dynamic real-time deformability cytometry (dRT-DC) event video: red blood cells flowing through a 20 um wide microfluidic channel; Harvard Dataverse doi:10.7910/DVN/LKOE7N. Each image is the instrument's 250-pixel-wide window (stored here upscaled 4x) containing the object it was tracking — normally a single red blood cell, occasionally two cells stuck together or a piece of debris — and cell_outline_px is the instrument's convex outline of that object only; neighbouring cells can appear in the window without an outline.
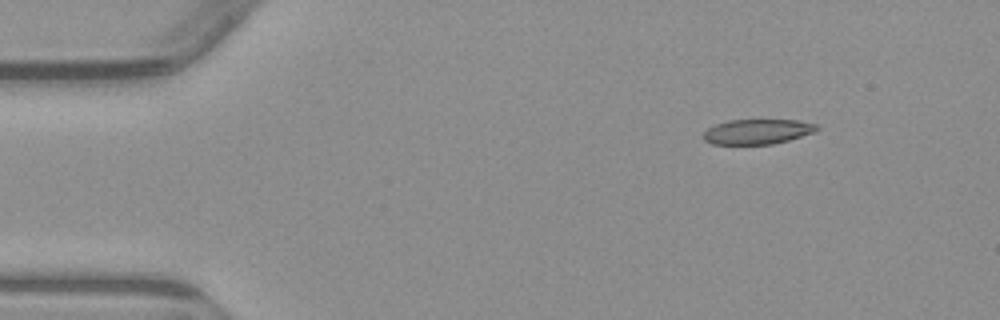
{"species": "common noctule bat (a hibernating species)", "species_latin": "Nyctalus noctula", "temperature_condition": "warm", "stored_images_in_passage": 6, "camera_frame_rate_fps": 3000, "um_per_image_px": 0.085, "animal": {"sex": "male", "body_mass_g": 23.1, "forearm_length_mm": 52.7}, "frame": {"image": 1, "passage_image": 1, "time_ms": 0.0, "image_size_px": [1000, 320], "cell_outline_px": [[820, 128], [816, 132], [788, 140], [772, 144], [712, 144], [704, 140], [704, 132], [708, 128], [716, 124], [728, 120], [796, 120], [816, 124]], "centroid_in_image_um": [64.4, 11.19], "position_along_channel_um": 20.6, "area_um2": 16.47}}
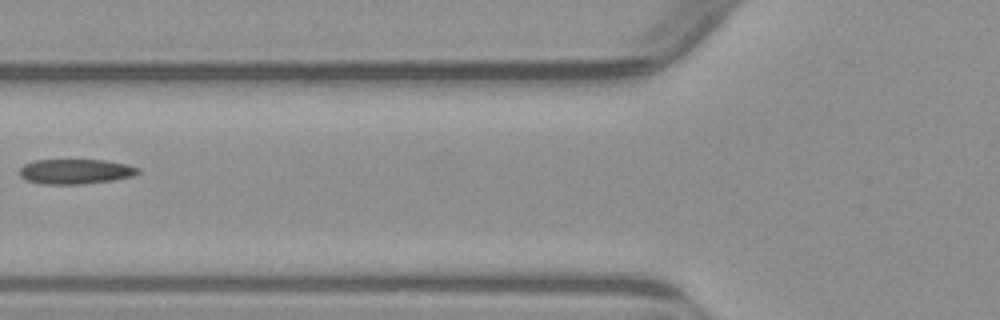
{"frame": {"image": 2, "passage_image": 5, "time_ms": 4.667, "image_size_px": [1000, 320], "cell_outline_px": [[140, 172], [132, 176], [112, 180], [84, 184], [40, 184], [24, 180], [20, 176], [20, 168], [24, 164], [32, 160], [104, 160], [128, 164], [140, 168]], "centroid_in_image_um": [6.39, 14.58], "position_along_channel_um": 119.4, "area_um2": 17.4}}
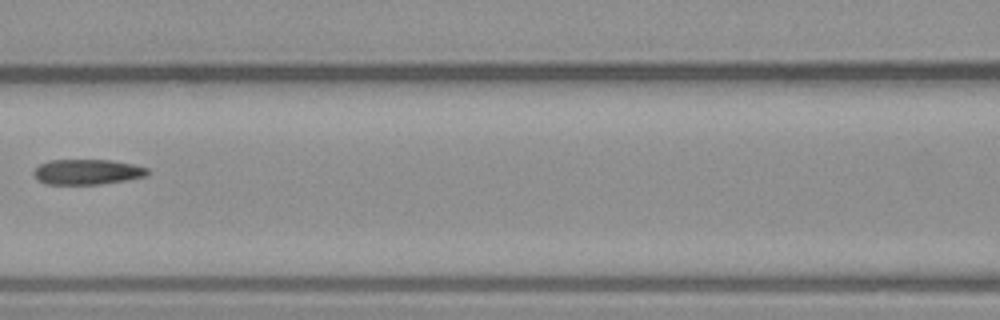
{"frame": {"image": 3, "passage_image": 6, "time_ms": 5.667, "image_size_px": [1000, 320], "cell_outline_px": [[152, 172], [148, 176], [128, 180], [100, 184], [44, 184], [36, 180], [32, 172], [40, 164], [48, 160], [112, 160], [132, 164], [148, 168]], "centroid_in_image_um": [7.44, 14.62], "position_along_channel_um": 159.2, "area_um2": 17.05}}